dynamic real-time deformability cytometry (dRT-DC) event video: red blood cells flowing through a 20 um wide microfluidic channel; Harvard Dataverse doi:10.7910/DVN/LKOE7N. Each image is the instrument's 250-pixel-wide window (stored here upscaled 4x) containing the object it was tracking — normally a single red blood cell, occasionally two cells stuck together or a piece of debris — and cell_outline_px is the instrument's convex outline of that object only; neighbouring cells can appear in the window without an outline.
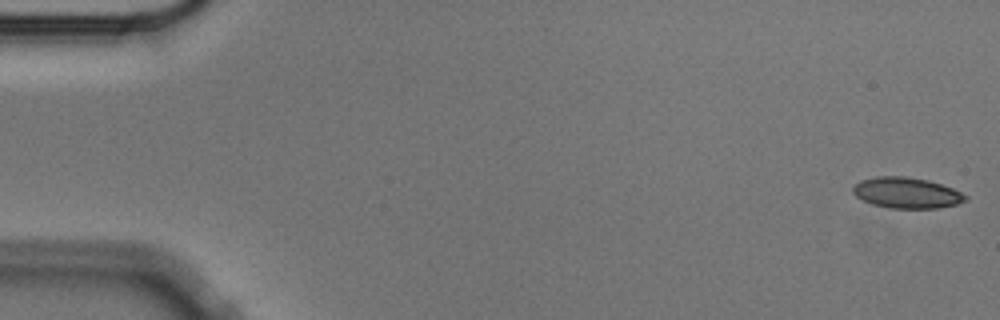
{"species": "Egyptian fruit bat (a non-hibernating species)", "species_latin": "Rousettus aegyptiacus", "temperature_condition": "cold", "stored_images_in_passage": 56, "camera_frame_rate_fps": 3000, "um_per_image_px": 0.085, "animal": {"sex": "male"}, "frame": {"image": 1, "passage_image": 1, "time_ms": 0.0, "image_size_px": [1000, 320], "cell_outline_px": [[968, 200], [956, 204], [936, 208], [888, 208], [872, 204], [856, 196], [852, 192], [852, 188], [860, 180], [876, 176], [904, 176], [928, 180], [952, 188], [968, 196]], "centroid_in_image_um": [77.05, 16.39], "position_along_channel_um": 7.9, "area_um2": 20.17}}
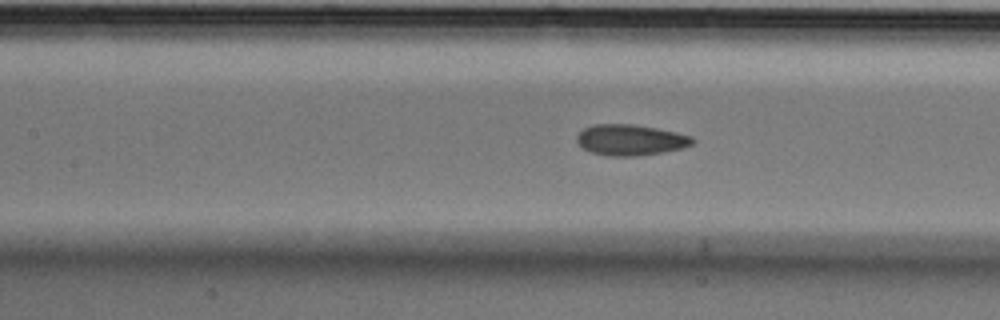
{"frame": {"image": 2, "passage_image": 25, "time_ms": 8.0, "image_size_px": [1000, 320], "cell_outline_px": [[696, 140], [692, 144], [684, 148], [636, 156], [608, 156], [592, 152], [584, 148], [576, 140], [576, 136], [584, 128], [592, 124], [632, 124], [656, 128], [676, 132], [692, 136]], "centroid_in_image_um": [53.6, 11.89], "position_along_channel_um": 153.8, "area_um2": 20.75}}
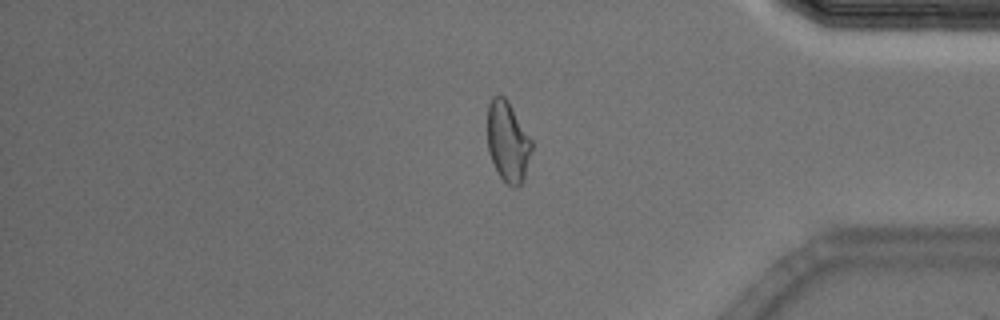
{"frame": {"image": 3, "passage_image": 47, "time_ms": 15.333, "image_size_px": [1000, 320], "cell_outline_px": [[532, 148], [524, 180], [516, 188], [512, 188], [500, 176], [492, 160], [488, 148], [488, 104], [492, 96], [504, 96], [508, 100], [532, 140]], "centroid_in_image_um": [43.18, 12.04], "position_along_channel_um": 392.0, "area_um2": 20.63}, "authors_computed_cell_mechanics": {"area_um2": 20.6346, "velocity_mm_per_s": 3.5478, "shape_relaxation_time_tau1_ms": 7.4734, "shape_relaxation_time_tau2_ms": 1.3279, "deformation_change_tau1": 0.1465, "deformation_change_tau2": 0.0588}}